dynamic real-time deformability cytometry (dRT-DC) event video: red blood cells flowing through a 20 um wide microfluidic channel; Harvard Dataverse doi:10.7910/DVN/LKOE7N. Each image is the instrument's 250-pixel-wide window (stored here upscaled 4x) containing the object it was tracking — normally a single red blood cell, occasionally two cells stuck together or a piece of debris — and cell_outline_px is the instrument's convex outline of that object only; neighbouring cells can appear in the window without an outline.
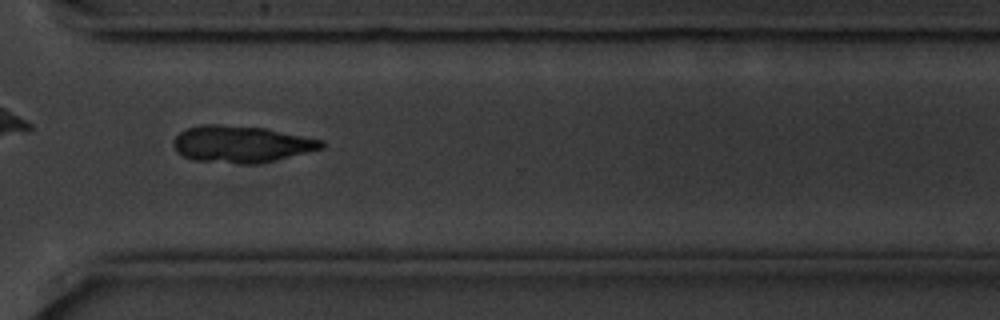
{"species": "common noctule bat (a hibernating species)", "species_latin": "Nyctalus noctula", "temperature_condition": "cold", "stored_images_in_passage": 55, "camera_frame_rate_fps": 3000, "um_per_image_px": 0.085, "animal": {"sex": "male", "body_mass_g": 20.1, "forearm_length_mm": 53.5}, "frame": {"image": 1, "passage_image": 40, "time_ms": 13.0, "image_size_px": [1000, 320], "cell_outline_px": [[324, 148], [272, 160], [252, 164], [240, 164], [196, 160], [184, 156], [176, 152], [172, 144], [172, 140], [184, 128], [200, 124], [216, 124], [264, 128], [324, 140]], "centroid_in_image_um": [20.45, 12.23], "position_along_channel_um": 350.2, "area_um2": 31.56}}
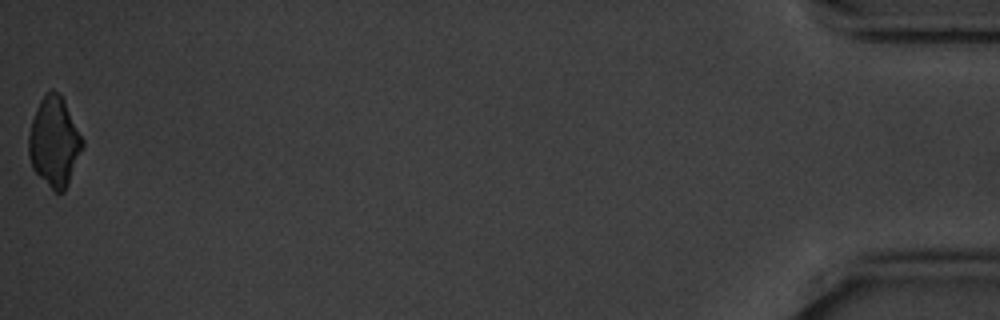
{"frame": {"image": 2, "passage_image": 55, "time_ms": 18.0, "image_size_px": [1000, 320], "cell_outline_px": [[84, 148], [68, 184], [64, 192], [56, 192], [32, 168], [28, 156], [28, 136], [32, 120], [40, 100], [52, 88], [64, 100], [84, 140]], "centroid_in_image_um": [4.63, 12.07], "position_along_channel_um": 430.6, "area_um2": 27.92}}